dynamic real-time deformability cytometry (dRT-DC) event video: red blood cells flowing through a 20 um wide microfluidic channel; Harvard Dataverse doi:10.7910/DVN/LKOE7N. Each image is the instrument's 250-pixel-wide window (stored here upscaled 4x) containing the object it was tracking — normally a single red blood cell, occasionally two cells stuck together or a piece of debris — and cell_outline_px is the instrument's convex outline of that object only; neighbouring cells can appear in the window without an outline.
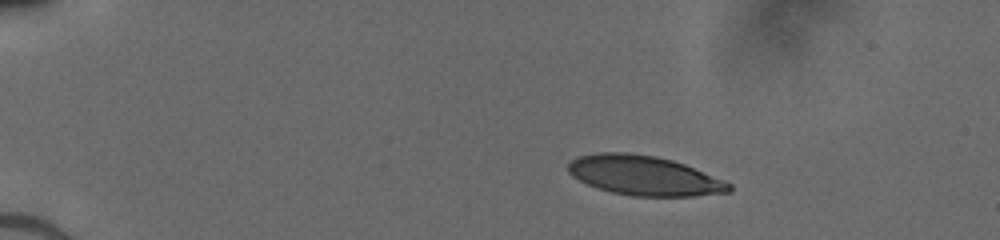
{"species": "human", "species_latin": "Homo sapiens", "temperature_condition": "cold", "stored_images_in_passage": 42, "camera_frame_rate_fps": 3000, "um_per_image_px": 0.085, "donor": {"sex": "male"}, "frame": {"image": 1, "passage_image": 1, "time_ms": 0.0, "image_size_px": [1000, 240], "cell_outline_px": [[732, 192], [692, 196], [632, 196], [612, 192], [588, 184], [572, 176], [568, 172], [568, 164], [576, 156], [596, 152], [628, 152], [656, 156], [672, 160], [684, 164], [724, 180], [732, 184]], "centroid_in_image_um": [54.75, 14.91], "position_along_channel_um": 30.2, "area_um2": 37.17}}
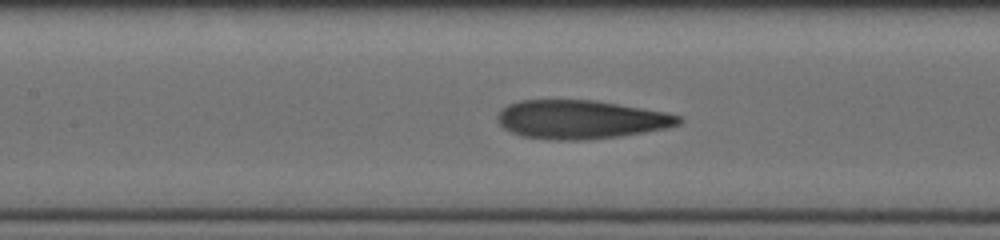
{"frame": {"image": 2, "passage_image": 17, "time_ms": 5.333, "image_size_px": [1000, 240], "cell_outline_px": [[684, 120], [680, 124], [668, 128], [620, 136], [584, 140], [552, 140], [520, 136], [504, 128], [496, 120], [496, 116], [508, 104], [520, 100], [596, 100], [664, 112], [680, 116]], "centroid_in_image_um": [49.36, 10.16], "position_along_channel_um": 158.0, "area_um2": 40.86}}
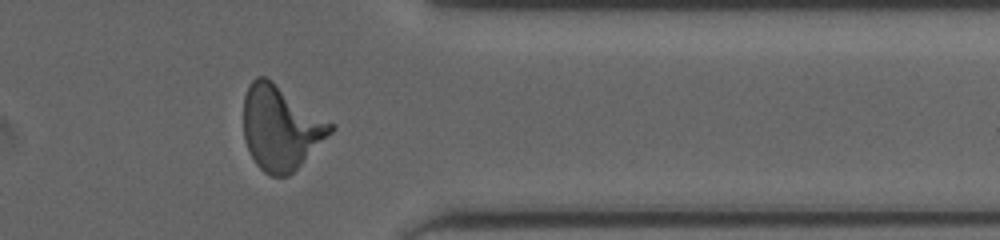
{"frame": {"image": 3, "passage_image": 34, "time_ms": 11.0, "image_size_px": [1000, 240], "cell_outline_px": [[336, 128], [288, 176], [272, 176], [264, 172], [256, 164], [244, 140], [244, 96], [248, 84], [256, 76], [264, 76], [272, 80], [336, 124]], "centroid_in_image_um": [23.86, 10.82], "position_along_channel_um": 387.5, "area_um2": 42.71}}